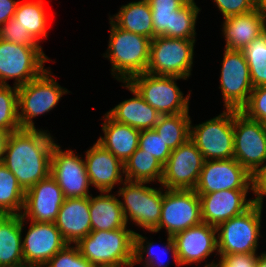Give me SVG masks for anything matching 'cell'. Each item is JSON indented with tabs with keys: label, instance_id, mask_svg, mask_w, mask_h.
<instances>
[{
	"label": "cell",
	"instance_id": "obj_37",
	"mask_svg": "<svg viewBox=\"0 0 266 267\" xmlns=\"http://www.w3.org/2000/svg\"><path fill=\"white\" fill-rule=\"evenodd\" d=\"M138 148L154 156L163 165L167 163L172 152L154 129L141 130Z\"/></svg>",
	"mask_w": 266,
	"mask_h": 267
},
{
	"label": "cell",
	"instance_id": "obj_26",
	"mask_svg": "<svg viewBox=\"0 0 266 267\" xmlns=\"http://www.w3.org/2000/svg\"><path fill=\"white\" fill-rule=\"evenodd\" d=\"M102 119L104 122L101 123V130L104 135L96 141L124 164L138 149L141 131L115 121L107 113L103 115Z\"/></svg>",
	"mask_w": 266,
	"mask_h": 267
},
{
	"label": "cell",
	"instance_id": "obj_11",
	"mask_svg": "<svg viewBox=\"0 0 266 267\" xmlns=\"http://www.w3.org/2000/svg\"><path fill=\"white\" fill-rule=\"evenodd\" d=\"M234 159L251 175L266 163V126L235 109Z\"/></svg>",
	"mask_w": 266,
	"mask_h": 267
},
{
	"label": "cell",
	"instance_id": "obj_13",
	"mask_svg": "<svg viewBox=\"0 0 266 267\" xmlns=\"http://www.w3.org/2000/svg\"><path fill=\"white\" fill-rule=\"evenodd\" d=\"M219 78L218 88L221 90L224 109L240 110L248 102L253 89L243 50L224 47Z\"/></svg>",
	"mask_w": 266,
	"mask_h": 267
},
{
	"label": "cell",
	"instance_id": "obj_19",
	"mask_svg": "<svg viewBox=\"0 0 266 267\" xmlns=\"http://www.w3.org/2000/svg\"><path fill=\"white\" fill-rule=\"evenodd\" d=\"M253 189H229L209 194H198L201 203L203 223L217 227L232 217L243 214L253 204V198L247 199Z\"/></svg>",
	"mask_w": 266,
	"mask_h": 267
},
{
	"label": "cell",
	"instance_id": "obj_3",
	"mask_svg": "<svg viewBox=\"0 0 266 267\" xmlns=\"http://www.w3.org/2000/svg\"><path fill=\"white\" fill-rule=\"evenodd\" d=\"M134 233L132 228L91 231L75 245L94 267H132Z\"/></svg>",
	"mask_w": 266,
	"mask_h": 267
},
{
	"label": "cell",
	"instance_id": "obj_41",
	"mask_svg": "<svg viewBox=\"0 0 266 267\" xmlns=\"http://www.w3.org/2000/svg\"><path fill=\"white\" fill-rule=\"evenodd\" d=\"M223 19L256 9V0H212Z\"/></svg>",
	"mask_w": 266,
	"mask_h": 267
},
{
	"label": "cell",
	"instance_id": "obj_49",
	"mask_svg": "<svg viewBox=\"0 0 266 267\" xmlns=\"http://www.w3.org/2000/svg\"><path fill=\"white\" fill-rule=\"evenodd\" d=\"M0 267H31V266L23 263V264H18V265H8V266H0Z\"/></svg>",
	"mask_w": 266,
	"mask_h": 267
},
{
	"label": "cell",
	"instance_id": "obj_30",
	"mask_svg": "<svg viewBox=\"0 0 266 267\" xmlns=\"http://www.w3.org/2000/svg\"><path fill=\"white\" fill-rule=\"evenodd\" d=\"M148 237L143 236L139 232L134 233V249H133V264L141 265L142 267H168L170 265V260H164V255L173 258L177 267H180V263L177 257L176 245L173 236L167 235L166 243L164 247L160 246L159 250L156 249L157 245L153 240ZM156 246V247H155ZM158 251H156V250Z\"/></svg>",
	"mask_w": 266,
	"mask_h": 267
},
{
	"label": "cell",
	"instance_id": "obj_9",
	"mask_svg": "<svg viewBox=\"0 0 266 267\" xmlns=\"http://www.w3.org/2000/svg\"><path fill=\"white\" fill-rule=\"evenodd\" d=\"M196 39H178L156 36L151 40L146 72L160 76L188 79L194 66Z\"/></svg>",
	"mask_w": 266,
	"mask_h": 267
},
{
	"label": "cell",
	"instance_id": "obj_47",
	"mask_svg": "<svg viewBox=\"0 0 266 267\" xmlns=\"http://www.w3.org/2000/svg\"><path fill=\"white\" fill-rule=\"evenodd\" d=\"M256 9L262 14L266 20V0H256Z\"/></svg>",
	"mask_w": 266,
	"mask_h": 267
},
{
	"label": "cell",
	"instance_id": "obj_2",
	"mask_svg": "<svg viewBox=\"0 0 266 267\" xmlns=\"http://www.w3.org/2000/svg\"><path fill=\"white\" fill-rule=\"evenodd\" d=\"M108 19V47L102 56L110 62L112 78L121 83L128 82L132 77L146 72L152 39L125 31Z\"/></svg>",
	"mask_w": 266,
	"mask_h": 267
},
{
	"label": "cell",
	"instance_id": "obj_40",
	"mask_svg": "<svg viewBox=\"0 0 266 267\" xmlns=\"http://www.w3.org/2000/svg\"><path fill=\"white\" fill-rule=\"evenodd\" d=\"M0 39L26 46H41L14 17L0 27Z\"/></svg>",
	"mask_w": 266,
	"mask_h": 267
},
{
	"label": "cell",
	"instance_id": "obj_22",
	"mask_svg": "<svg viewBox=\"0 0 266 267\" xmlns=\"http://www.w3.org/2000/svg\"><path fill=\"white\" fill-rule=\"evenodd\" d=\"M202 8L189 0L177 11H151L154 38L164 36L178 39H196V23Z\"/></svg>",
	"mask_w": 266,
	"mask_h": 267
},
{
	"label": "cell",
	"instance_id": "obj_48",
	"mask_svg": "<svg viewBox=\"0 0 266 267\" xmlns=\"http://www.w3.org/2000/svg\"><path fill=\"white\" fill-rule=\"evenodd\" d=\"M255 267H266V251L258 254V259Z\"/></svg>",
	"mask_w": 266,
	"mask_h": 267
},
{
	"label": "cell",
	"instance_id": "obj_31",
	"mask_svg": "<svg viewBox=\"0 0 266 267\" xmlns=\"http://www.w3.org/2000/svg\"><path fill=\"white\" fill-rule=\"evenodd\" d=\"M45 4L43 0H20L14 14V18L39 44L44 38L48 39L50 17Z\"/></svg>",
	"mask_w": 266,
	"mask_h": 267
},
{
	"label": "cell",
	"instance_id": "obj_17",
	"mask_svg": "<svg viewBox=\"0 0 266 267\" xmlns=\"http://www.w3.org/2000/svg\"><path fill=\"white\" fill-rule=\"evenodd\" d=\"M178 261L181 266L203 263V267H214L215 260L207 262L210 255H218L217 229L207 223H201L194 227L181 231L173 236ZM207 259V260H206Z\"/></svg>",
	"mask_w": 266,
	"mask_h": 267
},
{
	"label": "cell",
	"instance_id": "obj_35",
	"mask_svg": "<svg viewBox=\"0 0 266 267\" xmlns=\"http://www.w3.org/2000/svg\"><path fill=\"white\" fill-rule=\"evenodd\" d=\"M253 87L266 85V30L243 49Z\"/></svg>",
	"mask_w": 266,
	"mask_h": 267
},
{
	"label": "cell",
	"instance_id": "obj_36",
	"mask_svg": "<svg viewBox=\"0 0 266 267\" xmlns=\"http://www.w3.org/2000/svg\"><path fill=\"white\" fill-rule=\"evenodd\" d=\"M0 129L9 134L21 129L18 119L17 87L0 85Z\"/></svg>",
	"mask_w": 266,
	"mask_h": 267
},
{
	"label": "cell",
	"instance_id": "obj_16",
	"mask_svg": "<svg viewBox=\"0 0 266 267\" xmlns=\"http://www.w3.org/2000/svg\"><path fill=\"white\" fill-rule=\"evenodd\" d=\"M204 157L195 143L188 139L178 148L172 150L164 172L161 186L166 189L194 190L203 168Z\"/></svg>",
	"mask_w": 266,
	"mask_h": 267
},
{
	"label": "cell",
	"instance_id": "obj_20",
	"mask_svg": "<svg viewBox=\"0 0 266 267\" xmlns=\"http://www.w3.org/2000/svg\"><path fill=\"white\" fill-rule=\"evenodd\" d=\"M64 199L59 184L49 175L26 190L21 216L34 222L54 223Z\"/></svg>",
	"mask_w": 266,
	"mask_h": 267
},
{
	"label": "cell",
	"instance_id": "obj_39",
	"mask_svg": "<svg viewBox=\"0 0 266 267\" xmlns=\"http://www.w3.org/2000/svg\"><path fill=\"white\" fill-rule=\"evenodd\" d=\"M240 111L266 126V85L253 87L248 102Z\"/></svg>",
	"mask_w": 266,
	"mask_h": 267
},
{
	"label": "cell",
	"instance_id": "obj_25",
	"mask_svg": "<svg viewBox=\"0 0 266 267\" xmlns=\"http://www.w3.org/2000/svg\"><path fill=\"white\" fill-rule=\"evenodd\" d=\"M122 84L121 87L129 90L133 97L119 102L106 113L115 121L127 124L140 131L153 129L161 115L127 82H122Z\"/></svg>",
	"mask_w": 266,
	"mask_h": 267
},
{
	"label": "cell",
	"instance_id": "obj_24",
	"mask_svg": "<svg viewBox=\"0 0 266 267\" xmlns=\"http://www.w3.org/2000/svg\"><path fill=\"white\" fill-rule=\"evenodd\" d=\"M222 23L224 47L230 50H243L266 30V20L257 9L225 18Z\"/></svg>",
	"mask_w": 266,
	"mask_h": 267
},
{
	"label": "cell",
	"instance_id": "obj_28",
	"mask_svg": "<svg viewBox=\"0 0 266 267\" xmlns=\"http://www.w3.org/2000/svg\"><path fill=\"white\" fill-rule=\"evenodd\" d=\"M109 18L121 29L154 38L151 7L147 0H133L121 5L116 14H109Z\"/></svg>",
	"mask_w": 266,
	"mask_h": 267
},
{
	"label": "cell",
	"instance_id": "obj_18",
	"mask_svg": "<svg viewBox=\"0 0 266 267\" xmlns=\"http://www.w3.org/2000/svg\"><path fill=\"white\" fill-rule=\"evenodd\" d=\"M229 189H253L252 175L234 158L204 161L195 192L209 194Z\"/></svg>",
	"mask_w": 266,
	"mask_h": 267
},
{
	"label": "cell",
	"instance_id": "obj_12",
	"mask_svg": "<svg viewBox=\"0 0 266 267\" xmlns=\"http://www.w3.org/2000/svg\"><path fill=\"white\" fill-rule=\"evenodd\" d=\"M201 223L200 197L195 190L166 189L158 228L150 234L165 229L167 235L174 236Z\"/></svg>",
	"mask_w": 266,
	"mask_h": 267
},
{
	"label": "cell",
	"instance_id": "obj_45",
	"mask_svg": "<svg viewBox=\"0 0 266 267\" xmlns=\"http://www.w3.org/2000/svg\"><path fill=\"white\" fill-rule=\"evenodd\" d=\"M19 0H0V27L14 17Z\"/></svg>",
	"mask_w": 266,
	"mask_h": 267
},
{
	"label": "cell",
	"instance_id": "obj_44",
	"mask_svg": "<svg viewBox=\"0 0 266 267\" xmlns=\"http://www.w3.org/2000/svg\"><path fill=\"white\" fill-rule=\"evenodd\" d=\"M151 11H177L189 0H147Z\"/></svg>",
	"mask_w": 266,
	"mask_h": 267
},
{
	"label": "cell",
	"instance_id": "obj_46",
	"mask_svg": "<svg viewBox=\"0 0 266 267\" xmlns=\"http://www.w3.org/2000/svg\"><path fill=\"white\" fill-rule=\"evenodd\" d=\"M9 136L7 131L0 129V162H2L5 152L6 141Z\"/></svg>",
	"mask_w": 266,
	"mask_h": 267
},
{
	"label": "cell",
	"instance_id": "obj_29",
	"mask_svg": "<svg viewBox=\"0 0 266 267\" xmlns=\"http://www.w3.org/2000/svg\"><path fill=\"white\" fill-rule=\"evenodd\" d=\"M21 214H0V266L23 264Z\"/></svg>",
	"mask_w": 266,
	"mask_h": 267
},
{
	"label": "cell",
	"instance_id": "obj_8",
	"mask_svg": "<svg viewBox=\"0 0 266 267\" xmlns=\"http://www.w3.org/2000/svg\"><path fill=\"white\" fill-rule=\"evenodd\" d=\"M53 61L42 46H26L0 39V85L20 87L40 76L47 68L44 64Z\"/></svg>",
	"mask_w": 266,
	"mask_h": 267
},
{
	"label": "cell",
	"instance_id": "obj_23",
	"mask_svg": "<svg viewBox=\"0 0 266 267\" xmlns=\"http://www.w3.org/2000/svg\"><path fill=\"white\" fill-rule=\"evenodd\" d=\"M90 196L65 198L54 222L68 244H76L91 230Z\"/></svg>",
	"mask_w": 266,
	"mask_h": 267
},
{
	"label": "cell",
	"instance_id": "obj_43",
	"mask_svg": "<svg viewBox=\"0 0 266 267\" xmlns=\"http://www.w3.org/2000/svg\"><path fill=\"white\" fill-rule=\"evenodd\" d=\"M253 179V191L252 194L254 203L263 206L264 198L266 197V163L252 175Z\"/></svg>",
	"mask_w": 266,
	"mask_h": 267
},
{
	"label": "cell",
	"instance_id": "obj_32",
	"mask_svg": "<svg viewBox=\"0 0 266 267\" xmlns=\"http://www.w3.org/2000/svg\"><path fill=\"white\" fill-rule=\"evenodd\" d=\"M163 172L164 165L140 148L124 163V177L128 181L148 182L149 184L154 182L160 185Z\"/></svg>",
	"mask_w": 266,
	"mask_h": 267
},
{
	"label": "cell",
	"instance_id": "obj_42",
	"mask_svg": "<svg viewBox=\"0 0 266 267\" xmlns=\"http://www.w3.org/2000/svg\"><path fill=\"white\" fill-rule=\"evenodd\" d=\"M219 258H216L218 262L214 267H255L258 253L224 255Z\"/></svg>",
	"mask_w": 266,
	"mask_h": 267
},
{
	"label": "cell",
	"instance_id": "obj_33",
	"mask_svg": "<svg viewBox=\"0 0 266 267\" xmlns=\"http://www.w3.org/2000/svg\"><path fill=\"white\" fill-rule=\"evenodd\" d=\"M190 123L189 113L161 115L153 129L174 150L190 139Z\"/></svg>",
	"mask_w": 266,
	"mask_h": 267
},
{
	"label": "cell",
	"instance_id": "obj_5",
	"mask_svg": "<svg viewBox=\"0 0 266 267\" xmlns=\"http://www.w3.org/2000/svg\"><path fill=\"white\" fill-rule=\"evenodd\" d=\"M50 67L27 84L17 88L18 119L21 129H37L35 117L50 113L62 96L71 91L61 86L54 78Z\"/></svg>",
	"mask_w": 266,
	"mask_h": 267
},
{
	"label": "cell",
	"instance_id": "obj_27",
	"mask_svg": "<svg viewBox=\"0 0 266 267\" xmlns=\"http://www.w3.org/2000/svg\"><path fill=\"white\" fill-rule=\"evenodd\" d=\"M91 230H115L129 228L117 193L100 191L99 195L90 196Z\"/></svg>",
	"mask_w": 266,
	"mask_h": 267
},
{
	"label": "cell",
	"instance_id": "obj_14",
	"mask_svg": "<svg viewBox=\"0 0 266 267\" xmlns=\"http://www.w3.org/2000/svg\"><path fill=\"white\" fill-rule=\"evenodd\" d=\"M50 175L59 184L65 198L89 197L90 182L84 157L55 143L51 154Z\"/></svg>",
	"mask_w": 266,
	"mask_h": 267
},
{
	"label": "cell",
	"instance_id": "obj_4",
	"mask_svg": "<svg viewBox=\"0 0 266 267\" xmlns=\"http://www.w3.org/2000/svg\"><path fill=\"white\" fill-rule=\"evenodd\" d=\"M117 195L127 225L132 224L144 231L158 228L165 187H151L148 182L125 180L117 189ZM121 197V198H120Z\"/></svg>",
	"mask_w": 266,
	"mask_h": 267
},
{
	"label": "cell",
	"instance_id": "obj_10",
	"mask_svg": "<svg viewBox=\"0 0 266 267\" xmlns=\"http://www.w3.org/2000/svg\"><path fill=\"white\" fill-rule=\"evenodd\" d=\"M190 123V139L195 143L204 160L234 158V109H224L196 125Z\"/></svg>",
	"mask_w": 266,
	"mask_h": 267
},
{
	"label": "cell",
	"instance_id": "obj_38",
	"mask_svg": "<svg viewBox=\"0 0 266 267\" xmlns=\"http://www.w3.org/2000/svg\"><path fill=\"white\" fill-rule=\"evenodd\" d=\"M43 267H94L83 257L75 244H67L58 251Z\"/></svg>",
	"mask_w": 266,
	"mask_h": 267
},
{
	"label": "cell",
	"instance_id": "obj_1",
	"mask_svg": "<svg viewBox=\"0 0 266 267\" xmlns=\"http://www.w3.org/2000/svg\"><path fill=\"white\" fill-rule=\"evenodd\" d=\"M54 138L42 128L9 134L2 163L25 191L50 175L51 154L57 142Z\"/></svg>",
	"mask_w": 266,
	"mask_h": 267
},
{
	"label": "cell",
	"instance_id": "obj_15",
	"mask_svg": "<svg viewBox=\"0 0 266 267\" xmlns=\"http://www.w3.org/2000/svg\"><path fill=\"white\" fill-rule=\"evenodd\" d=\"M25 224L29 229L23 233ZM21 227L23 259L31 267H43L68 244L54 223L34 222L21 216Z\"/></svg>",
	"mask_w": 266,
	"mask_h": 267
},
{
	"label": "cell",
	"instance_id": "obj_34",
	"mask_svg": "<svg viewBox=\"0 0 266 267\" xmlns=\"http://www.w3.org/2000/svg\"><path fill=\"white\" fill-rule=\"evenodd\" d=\"M25 192L17 178L0 162V214H21Z\"/></svg>",
	"mask_w": 266,
	"mask_h": 267
},
{
	"label": "cell",
	"instance_id": "obj_6",
	"mask_svg": "<svg viewBox=\"0 0 266 267\" xmlns=\"http://www.w3.org/2000/svg\"><path fill=\"white\" fill-rule=\"evenodd\" d=\"M263 207L254 203L243 214L219 224L217 249L219 257L233 254L257 253L262 229Z\"/></svg>",
	"mask_w": 266,
	"mask_h": 267
},
{
	"label": "cell",
	"instance_id": "obj_7",
	"mask_svg": "<svg viewBox=\"0 0 266 267\" xmlns=\"http://www.w3.org/2000/svg\"><path fill=\"white\" fill-rule=\"evenodd\" d=\"M182 77L153 75L147 72L132 77L127 83L160 115L189 113L191 92L184 95L177 80Z\"/></svg>",
	"mask_w": 266,
	"mask_h": 267
},
{
	"label": "cell",
	"instance_id": "obj_21",
	"mask_svg": "<svg viewBox=\"0 0 266 267\" xmlns=\"http://www.w3.org/2000/svg\"><path fill=\"white\" fill-rule=\"evenodd\" d=\"M83 156L90 185L98 192H112L125 181L124 164L97 141Z\"/></svg>",
	"mask_w": 266,
	"mask_h": 267
}]
</instances>
